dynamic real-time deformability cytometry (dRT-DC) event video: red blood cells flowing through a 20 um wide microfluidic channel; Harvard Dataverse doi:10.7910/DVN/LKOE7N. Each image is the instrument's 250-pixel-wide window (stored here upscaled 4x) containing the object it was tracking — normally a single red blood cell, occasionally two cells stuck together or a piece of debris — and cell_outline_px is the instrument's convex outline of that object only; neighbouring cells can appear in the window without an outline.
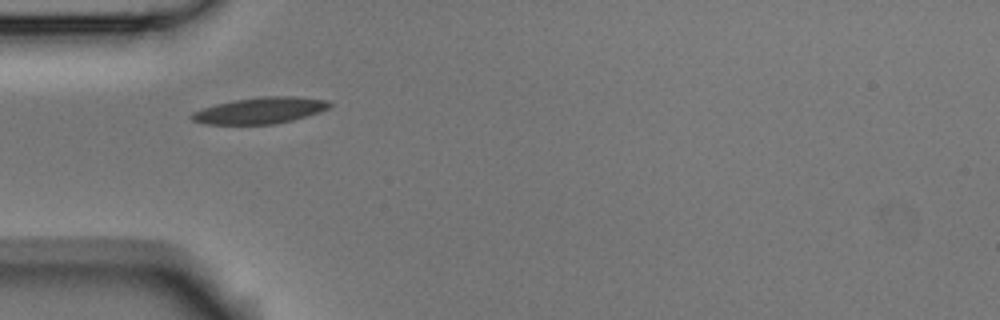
{"species": "Egyptian fruit bat (a non-hibernating species)", "species_latin": "Rousettus aegyptiacus", "temperature_condition": "room temperature", "stored_images_in_passage": 5, "camera_frame_rate_fps": 3000, "um_per_image_px": 0.085, "animal": {"sex": "male"}, "frame": {"image": 1, "passage_image": 4, "time_ms": 1.0, "image_size_px": [1000, 320], "cell_outline_px": [[332, 104], [328, 108], [320, 112], [292, 120], [272, 124], [204, 124], [192, 120], [188, 116], [192, 112], [216, 104], [232, 100], [264, 96], [296, 96], [328, 100]], "centroid_in_image_um": [22.1, 9.38], "position_along_channel_um": 62.9, "area_um2": 21.15}}
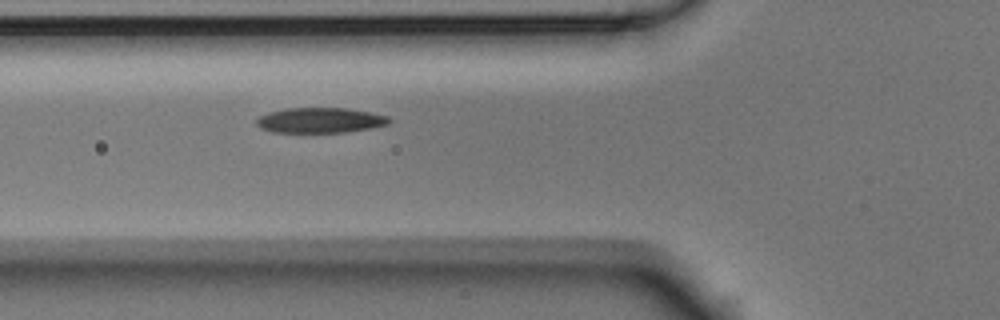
{"frame": {"image": 2, "passage_image": 5, "time_ms": 1.333, "image_size_px": [1000, 320], "cell_outline_px": [[392, 120], [388, 124], [372, 128], [344, 132], [272, 132], [260, 128], [256, 124], [256, 120], [260, 116], [268, 112], [284, 108], [348, 108], [372, 112], [388, 116]], "centroid_in_image_um": [27.22, 10.22], "position_along_channel_um": 98.6, "area_um2": 19.65}}